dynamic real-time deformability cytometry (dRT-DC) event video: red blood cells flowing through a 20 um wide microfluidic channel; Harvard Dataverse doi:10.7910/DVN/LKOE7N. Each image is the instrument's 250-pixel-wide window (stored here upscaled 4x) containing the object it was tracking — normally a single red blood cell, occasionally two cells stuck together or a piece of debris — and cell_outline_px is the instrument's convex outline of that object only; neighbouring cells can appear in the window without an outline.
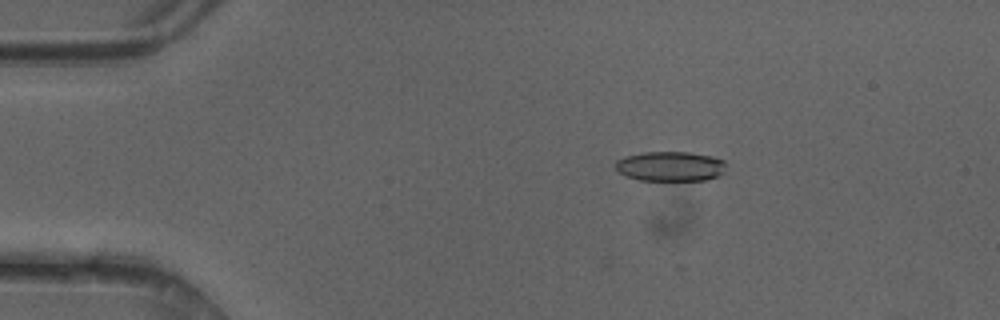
{"species": "common noctule bat (a hibernating species)", "species_latin": "Nyctalus noctula", "temperature_condition": "cold", "stored_images_in_passage": 44, "camera_frame_rate_fps": 3000, "um_per_image_px": 0.085, "animal": {"sex": "female"}, "frame": {"image": 1, "passage_image": 4, "time_ms": 1.0, "image_size_px": [1000, 320], "cell_outline_px": [[724, 164], [720, 172], [716, 176], [708, 180], [640, 180], [628, 176], [620, 172], [616, 168], [616, 160], [624, 156], [644, 152], [688, 152], [712, 156], [724, 160]], "centroid_in_image_um": [56.94, 14.12], "position_along_channel_um": 28.1, "area_um2": 18.9}}
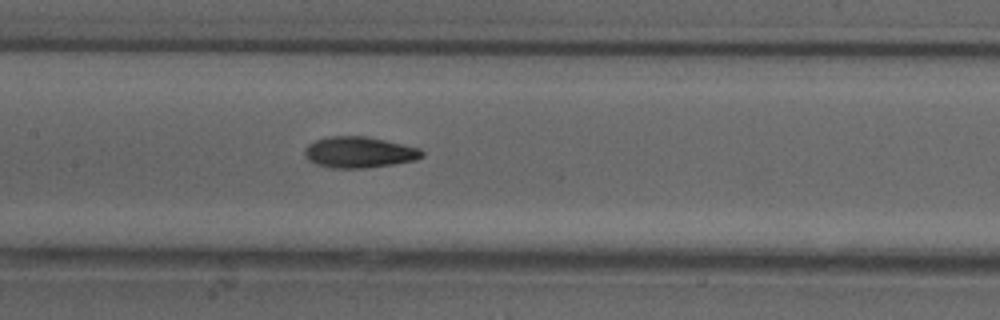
{"frame": {"image": 2, "passage_image": 19, "time_ms": 6.0, "image_size_px": [1000, 320], "cell_outline_px": [[424, 156], [416, 160], [392, 164], [364, 168], [332, 168], [316, 164], [308, 160], [304, 156], [304, 148], [308, 144], [316, 140], [328, 136], [368, 136], [420, 148], [424, 152]], "centroid_in_image_um": [30.52, 12.94], "position_along_channel_um": 176.9, "area_um2": 21.39}}
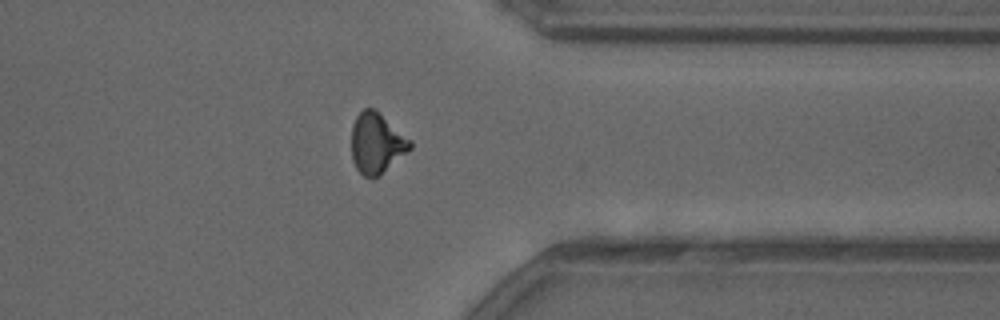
{"frame": {"image": 3, "passage_image": 34, "time_ms": 11.0, "image_size_px": [1000, 320], "cell_outline_px": [[412, 148], [408, 152], [380, 176], [364, 176], [356, 168], [352, 160], [352, 124], [356, 116], [364, 108], [376, 108], [412, 140]], "centroid_in_image_um": [32.04, 12.14], "position_along_channel_um": 379.4, "area_um2": 20.98}, "authors_computed_cell_mechanics": {"area_um2": 20.3167, "velocity_mm_per_s": 4.1986, "shape_relaxation_time_tau1_ms": null, "shape_relaxation_time_tau2_ms": 7.4168, "deformation_change_tau1": null, "deformation_change_tau2": 0.1393}}